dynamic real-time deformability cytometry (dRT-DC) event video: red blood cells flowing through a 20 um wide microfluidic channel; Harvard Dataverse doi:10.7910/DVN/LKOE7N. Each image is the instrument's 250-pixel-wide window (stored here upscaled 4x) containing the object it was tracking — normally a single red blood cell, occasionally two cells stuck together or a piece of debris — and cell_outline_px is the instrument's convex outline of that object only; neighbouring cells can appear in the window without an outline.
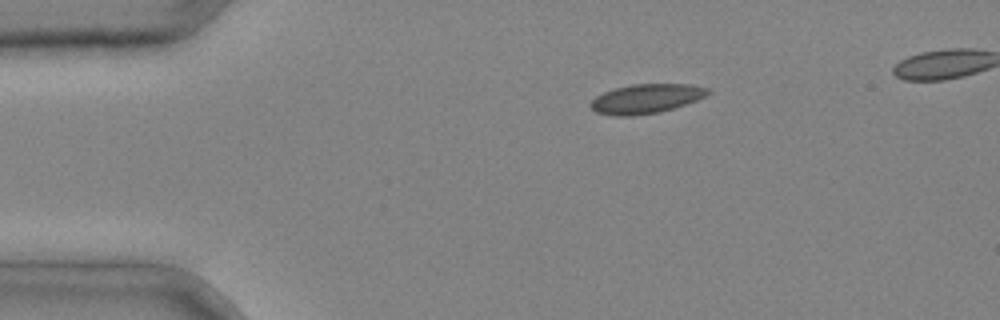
{"species": "common noctule bat (a hibernating species)", "species_latin": "Nyctalus noctula", "temperature_condition": "cold", "stored_images_in_passage": 3, "camera_frame_rate_fps": 3000, "um_per_image_px": 0.085, "animal": {"sex": "male", "body_mass_g": 20.4}, "frame": {"image": 1, "passage_image": 1, "time_ms": 0.0, "image_size_px": [1000, 320], "cell_outline_px": [[712, 92], [696, 100], [660, 112], [632, 116], [616, 116], [596, 112], [588, 104], [596, 96], [604, 92], [616, 88], [632, 84], [692, 84], [708, 88]], "centroid_in_image_um": [54.91, 8.39], "position_along_channel_um": 30.1, "area_um2": 19.94}}